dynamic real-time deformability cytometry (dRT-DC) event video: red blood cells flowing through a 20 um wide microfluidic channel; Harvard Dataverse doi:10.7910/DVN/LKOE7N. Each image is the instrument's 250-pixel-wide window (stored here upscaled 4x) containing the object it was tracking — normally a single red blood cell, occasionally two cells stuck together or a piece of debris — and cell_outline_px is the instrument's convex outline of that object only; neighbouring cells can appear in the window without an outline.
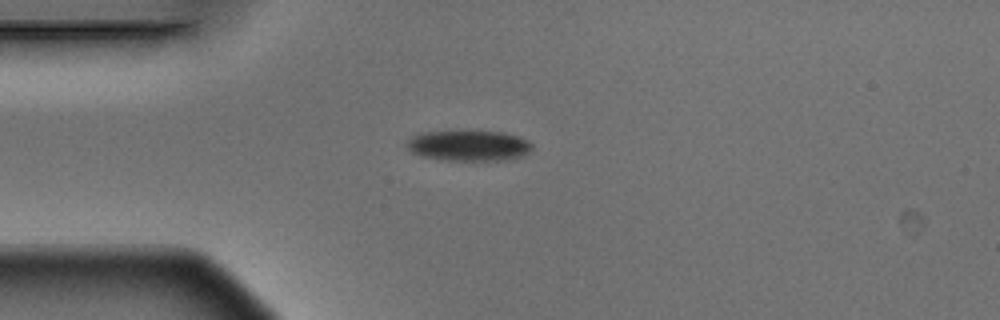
{"species": "Egyptian fruit bat (a non-hibernating species)", "species_latin": "Rousettus aegyptiacus", "temperature_condition": "warm", "stored_images_in_passage": 3, "camera_frame_rate_fps": 3000, "um_per_image_px": 0.085, "animal": {"sex": "male"}, "frame": {"image": 1, "passage_image": 3, "time_ms": 0.667, "image_size_px": [1000, 320], "cell_outline_px": [[532, 148], [524, 156], [508, 160], [440, 160], [420, 156], [412, 152], [404, 144], [412, 136], [424, 132], [500, 132], [516, 136], [528, 140], [532, 144]], "centroid_in_image_um": [39.83, 12.4], "position_along_channel_um": 45.2, "area_um2": 22.2}}